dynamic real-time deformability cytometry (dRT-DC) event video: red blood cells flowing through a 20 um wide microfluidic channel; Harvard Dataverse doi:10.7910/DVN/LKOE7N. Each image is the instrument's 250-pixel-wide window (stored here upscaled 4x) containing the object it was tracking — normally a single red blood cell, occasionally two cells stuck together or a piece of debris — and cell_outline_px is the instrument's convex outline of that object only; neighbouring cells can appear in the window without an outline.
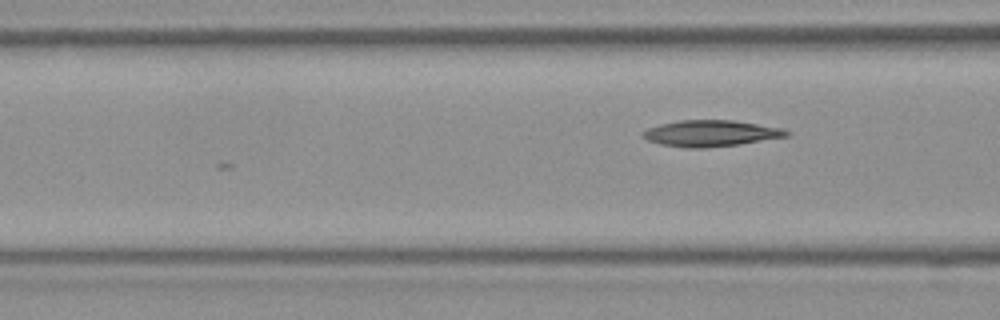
{"species": "Egyptian fruit bat (a non-hibernating species)", "species_latin": "Rousettus aegyptiacus", "temperature_condition": "room temperature", "stored_images_in_passage": 19, "camera_frame_rate_fps": 3000, "um_per_image_px": 0.085, "frame": {"image": 1, "passage_image": 19, "time_ms": 6.0, "image_size_px": [1000, 320], "cell_outline_px": [[788, 136], [740, 144], [704, 148], [688, 148], [660, 144], [648, 140], [640, 136], [640, 132], [648, 128], [660, 124], [680, 120], [732, 120], [780, 128], [788, 132]], "centroid_in_image_um": [60.34, 11.34], "position_along_channel_um": 106.3, "area_um2": 21.79}}